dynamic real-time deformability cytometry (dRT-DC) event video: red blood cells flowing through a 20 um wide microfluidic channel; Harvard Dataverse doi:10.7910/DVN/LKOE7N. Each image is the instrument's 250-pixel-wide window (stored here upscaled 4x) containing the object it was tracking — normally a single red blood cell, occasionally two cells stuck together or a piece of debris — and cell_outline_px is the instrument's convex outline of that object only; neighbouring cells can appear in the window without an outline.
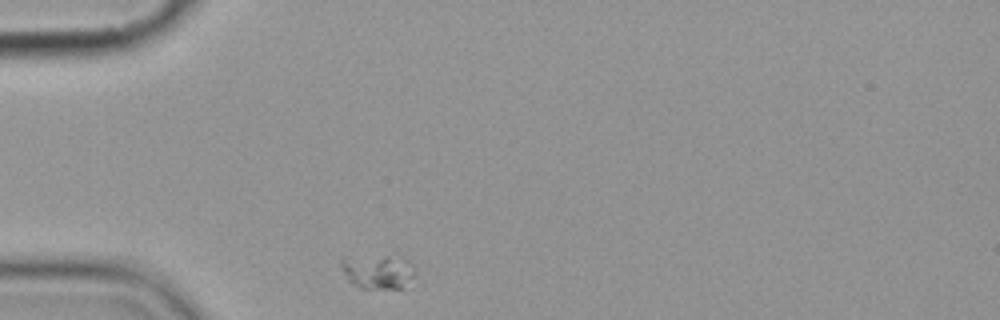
{"species": "common noctule bat (a hibernating species)", "species_latin": "Nyctalus noctula", "temperature_condition": "cold", "stored_images_in_passage": 1, "camera_frame_rate_fps": 3000, "um_per_image_px": 0.085, "animal": {"sex": "female", "body_mass_g": 19.9}, "frame": {"image": 1, "passage_image": 1, "time_ms": 0.0, "image_size_px": [1000, 320], "cell_outline_px": [[416, 272], [400, 288], [360, 288], [352, 284], [348, 280], [340, 264], [340, 260], [344, 256], [388, 256], [408, 260], [412, 264]], "centroid_in_image_um": [32.05, 23.06], "position_along_channel_um": 52.9, "area_um2": 14.57}}